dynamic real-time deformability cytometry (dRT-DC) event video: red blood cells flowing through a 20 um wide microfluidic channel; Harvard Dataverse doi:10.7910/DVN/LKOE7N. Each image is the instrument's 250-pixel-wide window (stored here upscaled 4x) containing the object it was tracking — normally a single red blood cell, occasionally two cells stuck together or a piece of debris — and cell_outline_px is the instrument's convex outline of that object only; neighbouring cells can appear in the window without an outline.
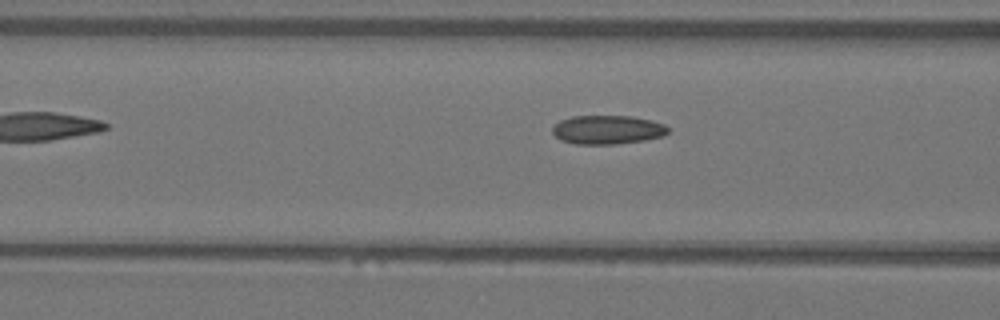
{"species": "Egyptian fruit bat (a non-hibernating species)", "species_latin": "Rousettus aegyptiacus", "temperature_condition": "warm", "stored_images_in_passage": 6, "camera_frame_rate_fps": 3000, "um_per_image_px": 0.085, "animal": {"sex": "female"}, "frame": {"image": 1, "passage_image": 5, "time_ms": 1.333, "image_size_px": [1000, 320], "cell_outline_px": [[668, 132], [664, 136], [644, 140], [616, 144], [576, 144], [560, 140], [552, 132], [552, 128], [560, 120], [572, 116], [632, 116], [652, 120], [664, 124], [668, 128]], "centroid_in_image_um": [51.64, 11.02], "position_along_channel_um": 115.0, "area_um2": 19.48}}